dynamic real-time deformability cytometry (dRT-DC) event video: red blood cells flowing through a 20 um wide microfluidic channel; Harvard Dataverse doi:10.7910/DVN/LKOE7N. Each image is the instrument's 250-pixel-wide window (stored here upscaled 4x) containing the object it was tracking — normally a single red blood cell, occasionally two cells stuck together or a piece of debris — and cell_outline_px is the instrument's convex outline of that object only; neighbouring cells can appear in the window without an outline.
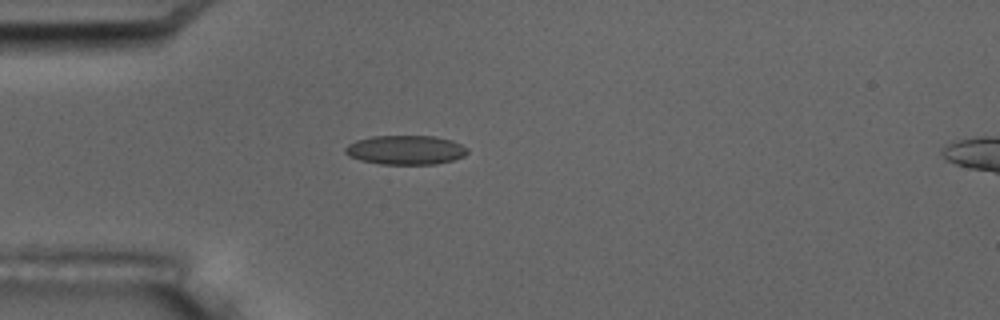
{"species": "common noctule bat (a hibernating species)", "species_latin": "Nyctalus noctula", "temperature_condition": "room temperature", "stored_images_in_passage": 3, "camera_frame_rate_fps": 3000, "um_per_image_px": 0.085, "animal": {"sex": "male", "body_mass_g": 17.5, "forearm_length_mm": 52.3}, "frame": {"image": 1, "passage_image": 3, "time_ms": 2.333, "image_size_px": [1000, 320], "cell_outline_px": [[468, 152], [464, 156], [452, 160], [436, 164], [380, 164], [360, 160], [348, 156], [344, 152], [344, 148], [348, 144], [356, 140], [372, 136], [432, 136], [452, 140], [468, 148]], "centroid_in_image_um": [34.45, 12.75], "position_along_channel_um": 50.5, "area_um2": 20.87}}